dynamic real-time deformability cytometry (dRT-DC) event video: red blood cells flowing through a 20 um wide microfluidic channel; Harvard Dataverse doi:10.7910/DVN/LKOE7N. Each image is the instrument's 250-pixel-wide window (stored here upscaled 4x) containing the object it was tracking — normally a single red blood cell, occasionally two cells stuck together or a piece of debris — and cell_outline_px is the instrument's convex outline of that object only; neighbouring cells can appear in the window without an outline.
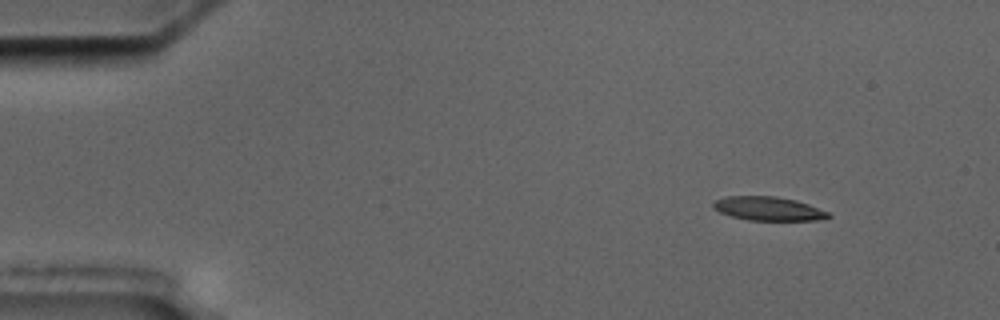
{"species": "common noctule bat (a hibernating species)", "species_latin": "Nyctalus noctula", "temperature_condition": "cold", "stored_images_in_passage": 4, "camera_frame_rate_fps": 3000, "um_per_image_px": 0.085, "animal": {"sex": "male", "body_mass_g": 17.5, "forearm_length_mm": 52.3}, "frame": {"image": 1, "passage_image": 1, "time_ms": 0.0, "image_size_px": [1000, 320], "cell_outline_px": [[832, 216], [816, 220], [748, 220], [732, 216], [720, 212], [712, 208], [712, 204], [716, 200], [728, 196], [776, 196], [796, 200], [808, 204], [828, 212]], "centroid_in_image_um": [65.29, 17.73], "position_along_channel_um": 19.7, "area_um2": 15.84}}
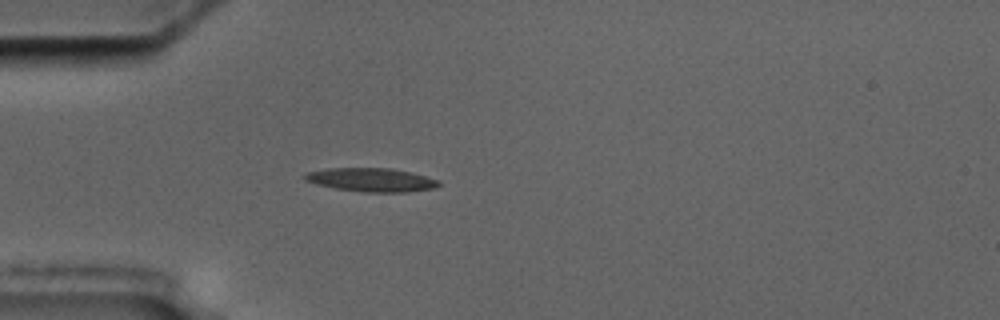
{"frame": {"image": 2, "passage_image": 4, "time_ms": 3.333, "image_size_px": [1000, 320], "cell_outline_px": [[440, 184], [436, 188], [404, 192], [364, 192], [336, 188], [316, 184], [304, 180], [304, 176], [308, 172], [328, 168], [392, 168], [440, 180]], "centroid_in_image_um": [31.57, 15.28], "position_along_channel_um": 53.4, "area_um2": 18.26}}